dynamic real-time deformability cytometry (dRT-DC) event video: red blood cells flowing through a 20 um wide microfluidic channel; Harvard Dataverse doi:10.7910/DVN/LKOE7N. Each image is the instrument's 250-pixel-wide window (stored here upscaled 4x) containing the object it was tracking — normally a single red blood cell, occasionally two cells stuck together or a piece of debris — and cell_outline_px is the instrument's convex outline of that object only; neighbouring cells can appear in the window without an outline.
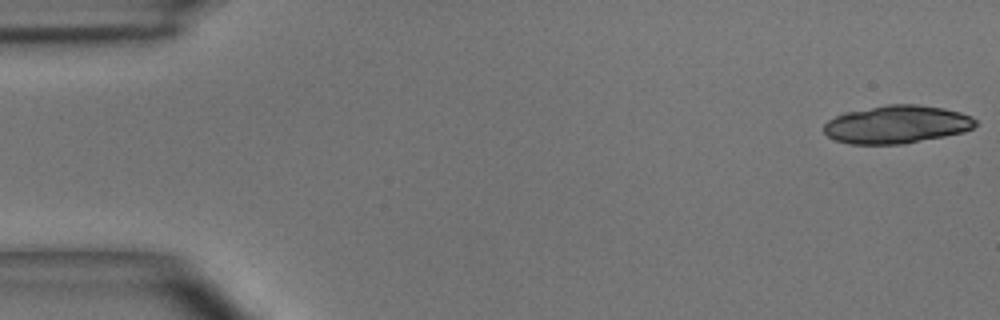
{"species": "common noctule bat (a hibernating species)", "species_latin": "Nyctalus noctula", "temperature_condition": "room temperature", "stored_images_in_passage": 19, "camera_frame_rate_fps": 3000, "um_per_image_px": 0.085, "animal": {"sex": "male", "body_mass_g": 15.6}, "frame": {"image": 1, "passage_image": 1, "time_ms": 0.0, "image_size_px": [1000, 320], "cell_outline_px": [[980, 124], [964, 132], [904, 144], [848, 144], [836, 140], [828, 136], [824, 132], [824, 124], [828, 120], [844, 112], [888, 104], [916, 104], [944, 108], [960, 112], [972, 116]], "centroid_in_image_um": [76.25, 10.57], "position_along_channel_um": 8.8, "area_um2": 33.76}}